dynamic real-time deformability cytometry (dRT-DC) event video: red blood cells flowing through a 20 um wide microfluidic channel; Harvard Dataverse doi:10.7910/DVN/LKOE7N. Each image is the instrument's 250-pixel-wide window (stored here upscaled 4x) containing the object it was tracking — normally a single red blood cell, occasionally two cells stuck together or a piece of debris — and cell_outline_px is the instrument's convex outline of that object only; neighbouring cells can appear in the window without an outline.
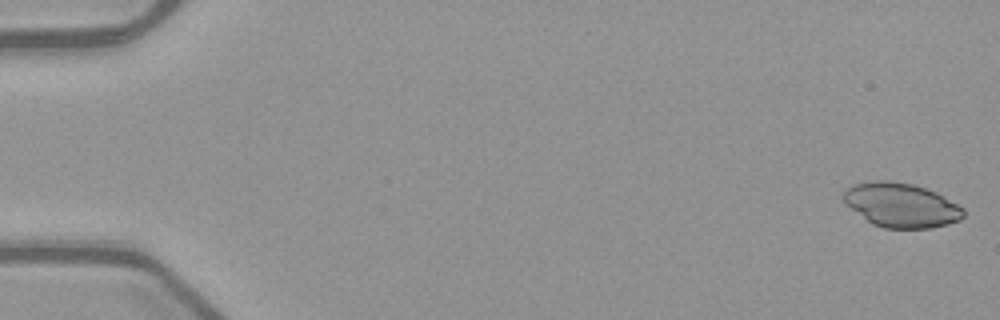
{"species": "common noctule bat (a hibernating species)", "species_latin": "Nyctalus noctula", "temperature_condition": "warm", "stored_images_in_passage": 21, "segment_of_instrument_passage": [1, 2], "camera_frame_rate_fps": 3000, "um_per_image_px": 0.085, "animal": {"sex": "female", "body_mass_g": 21.9}, "frame": {"image": 1, "passage_image": 1, "time_ms": 0.0, "image_size_px": [1000, 320], "cell_outline_px": [[964, 216], [960, 220], [948, 224], [928, 228], [884, 228], [872, 224], [844, 204], [844, 192], [852, 184], [876, 180], [888, 180], [912, 184], [936, 192], [964, 208]], "centroid_in_image_um": [76.59, 17.44], "position_along_channel_um": 8.4, "area_um2": 30.92}}
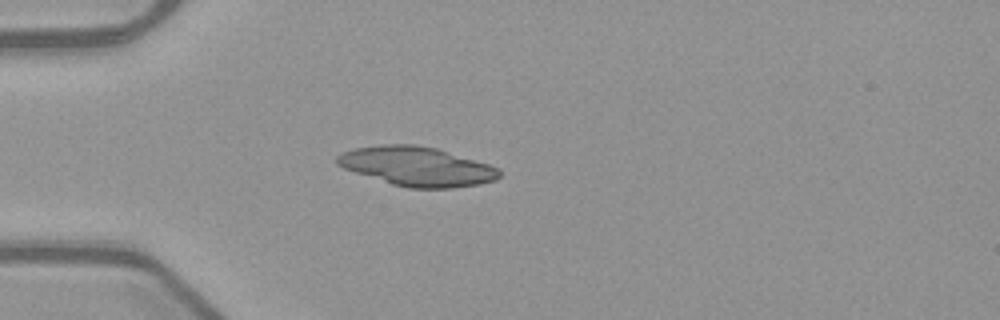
{"frame": {"image": 2, "passage_image": 15, "time_ms": 4.667, "image_size_px": [1000, 320], "cell_outline_px": [[500, 176], [496, 180], [480, 184], [452, 188], [408, 188], [392, 184], [344, 168], [336, 164], [336, 156], [340, 152], [352, 148], [380, 144], [416, 144], [436, 148], [488, 164], [500, 168]], "centroid_in_image_um": [35.42, 14.13], "position_along_channel_um": 49.6, "area_um2": 37.17}}